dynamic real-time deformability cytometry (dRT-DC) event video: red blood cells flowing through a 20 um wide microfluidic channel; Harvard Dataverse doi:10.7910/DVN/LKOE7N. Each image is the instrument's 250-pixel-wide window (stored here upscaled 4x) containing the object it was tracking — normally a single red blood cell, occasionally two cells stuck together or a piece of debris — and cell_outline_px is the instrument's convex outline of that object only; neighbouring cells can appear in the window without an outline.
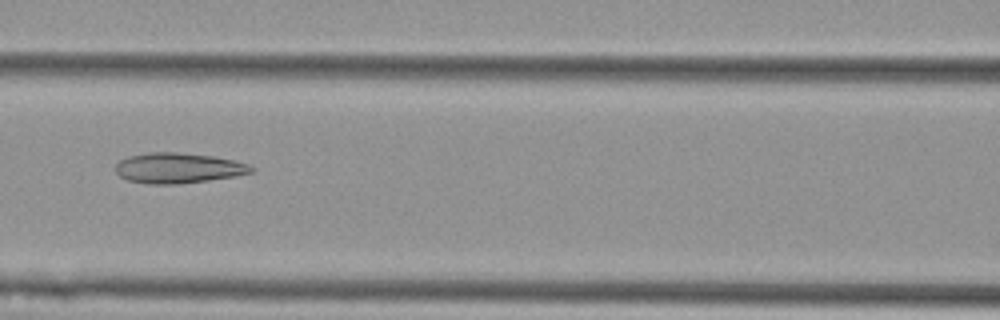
{"species": "Egyptian fruit bat (a non-hibernating species)", "species_latin": "Rousettus aegyptiacus", "temperature_condition": "cold", "stored_images_in_passage": 8, "camera_frame_rate_fps": 3000, "um_per_image_px": 0.085, "animal": {"sex": "female"}, "frame": {"image": 1, "passage_image": 7, "time_ms": 2.0, "image_size_px": [1000, 320], "cell_outline_px": [[256, 168], [252, 172], [236, 176], [208, 180], [176, 184], [148, 184], [128, 180], [120, 176], [116, 172], [116, 164], [120, 160], [128, 156], [148, 152], [176, 152], [212, 156], [232, 160], [248, 164]], "centroid_in_image_um": [15.14, 14.28], "position_along_channel_um": 151.5, "area_um2": 23.93}}
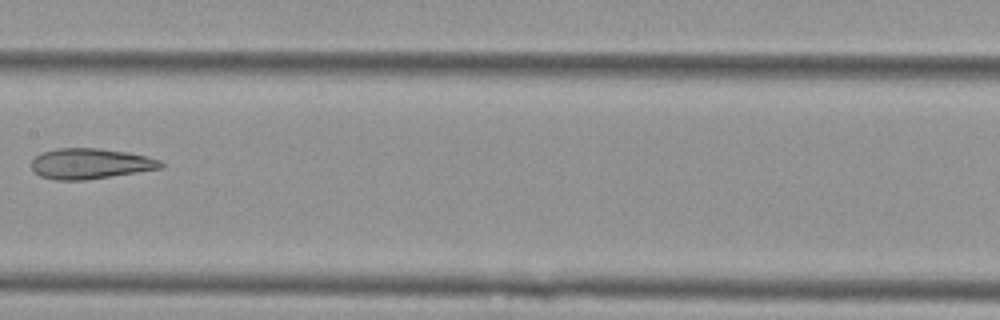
{"frame": {"image": 2, "passage_image": 8, "time_ms": 2.333, "image_size_px": [1000, 320], "cell_outline_px": [[164, 168], [84, 180], [56, 180], [40, 176], [32, 168], [32, 160], [36, 156], [44, 152], [56, 148], [96, 148], [128, 152], [148, 156], [160, 160], [164, 164]], "centroid_in_image_um": [7.71, 13.91], "position_along_channel_um": 199.7, "area_um2": 22.95}}